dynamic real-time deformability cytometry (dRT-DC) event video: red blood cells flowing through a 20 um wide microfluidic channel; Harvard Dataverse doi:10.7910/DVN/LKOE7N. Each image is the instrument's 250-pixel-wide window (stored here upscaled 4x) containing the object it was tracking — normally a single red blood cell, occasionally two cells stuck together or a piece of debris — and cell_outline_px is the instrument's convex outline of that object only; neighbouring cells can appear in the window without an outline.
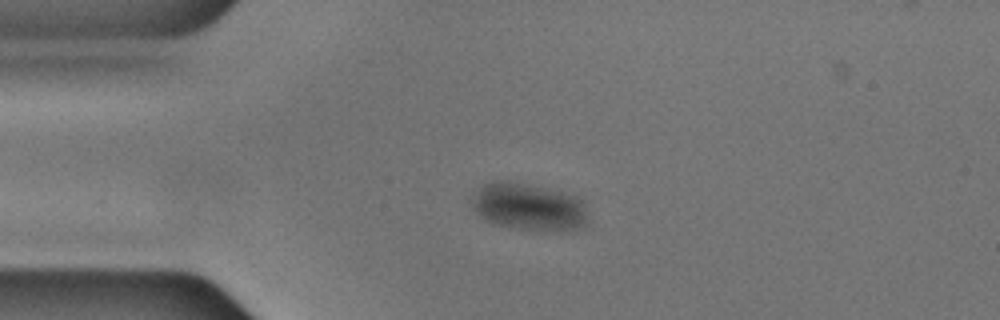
{"species": "common noctule bat (a hibernating species)", "species_latin": "Nyctalus noctula", "temperature_condition": "cold", "stored_images_in_passage": 55, "camera_frame_rate_fps": 3000, "um_per_image_px": 0.085, "animal": {"sex": "male", "body_mass_g": 17.9, "forearm_length_mm": 54.2}, "frame": {"image": 1, "passage_image": 12, "time_ms": 3.667, "image_size_px": [1000, 320], "cell_outline_px": [[588, 224], [580, 228], [520, 228], [500, 224], [488, 220], [476, 212], [472, 208], [472, 196], [476, 188], [492, 180], [508, 180], [528, 184], [576, 196], [584, 200], [588, 220]], "centroid_in_image_um": [44.91, 17.51], "position_along_channel_um": 40.1, "area_um2": 31.27}}
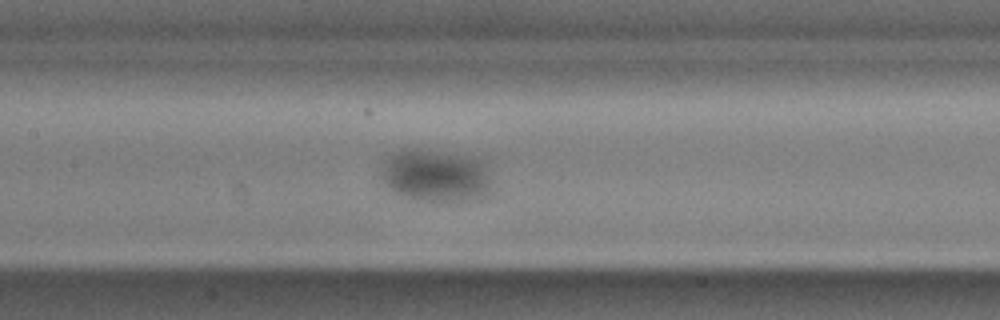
{"frame": {"image": 2, "passage_image": 25, "time_ms": 8.0, "image_size_px": [1000, 320], "cell_outline_px": [[488, 196], [484, 200], [420, 200], [404, 196], [396, 192], [380, 176], [380, 172], [384, 160], [404, 148], [416, 148], [460, 156], [480, 160], [484, 168], [488, 180]], "centroid_in_image_um": [36.99, 14.94], "position_along_channel_um": 170.4, "area_um2": 32.77}}
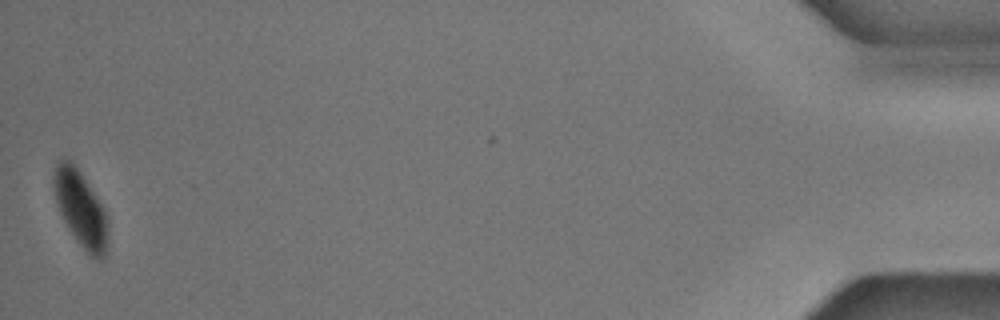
{"frame": {"image": 3, "passage_image": 55, "time_ms": 18.0, "image_size_px": [1000, 320], "cell_outline_px": [[108, 252], [100, 260], [92, 256], [76, 240], [64, 220], [60, 212], [56, 200], [56, 164], [60, 160], [68, 160], [80, 172], [104, 208], [108, 216]], "centroid_in_image_um": [6.94, 17.84], "position_along_channel_um": 428.3, "area_um2": 23.12}}